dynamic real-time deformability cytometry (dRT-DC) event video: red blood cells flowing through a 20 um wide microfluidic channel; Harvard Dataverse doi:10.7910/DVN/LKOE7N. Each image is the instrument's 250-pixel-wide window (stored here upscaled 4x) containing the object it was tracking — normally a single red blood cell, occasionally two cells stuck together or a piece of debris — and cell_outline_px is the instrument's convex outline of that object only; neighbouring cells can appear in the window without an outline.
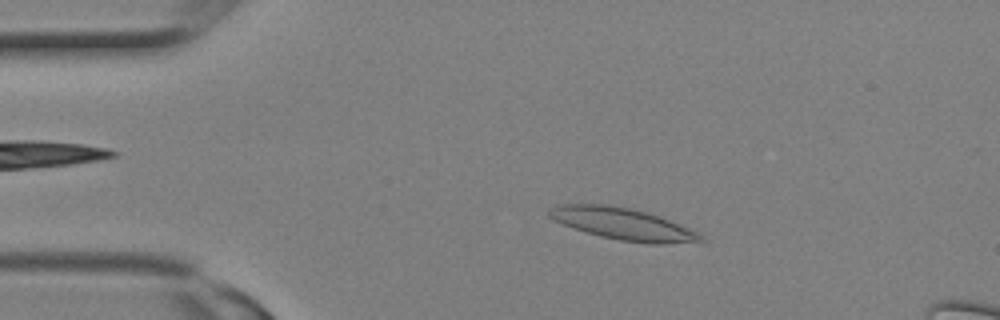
{"species": "Egyptian fruit bat (a non-hibernating species)", "species_latin": "Rousettus aegyptiacus", "temperature_condition": "room temperature", "stored_images_in_passage": 2, "camera_frame_rate_fps": 3000, "um_per_image_px": 0.085, "animal": {"sex": "female"}, "frame": {"image": 1, "passage_image": 1, "time_ms": 0.0, "image_size_px": [1000, 320], "cell_outline_px": [[708, 240], [664, 244], [648, 244], [620, 240], [600, 236], [572, 228], [552, 220], [548, 216], [548, 208], [556, 204], [608, 204], [648, 212], [660, 216], [680, 224], [704, 236]], "centroid_in_image_um": [52.9, 19.02], "position_along_channel_um": 32.1, "area_um2": 28.32}}